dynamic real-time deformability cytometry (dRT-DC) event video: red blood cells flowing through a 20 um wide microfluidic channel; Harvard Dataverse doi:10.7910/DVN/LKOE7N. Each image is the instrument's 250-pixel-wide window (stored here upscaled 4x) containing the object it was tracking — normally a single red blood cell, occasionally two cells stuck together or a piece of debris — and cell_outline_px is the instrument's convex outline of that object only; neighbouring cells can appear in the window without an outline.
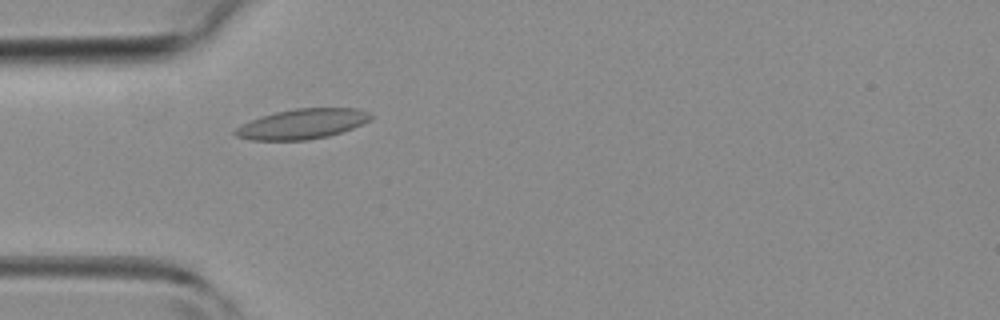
{"species": "common noctule bat (a hibernating species)", "species_latin": "Nyctalus noctula", "temperature_condition": "room temperature", "stored_images_in_passage": 36, "camera_frame_rate_fps": 3000, "um_per_image_px": 0.085, "animal": {"sex": "female", "body_mass_g": 19.3, "forearm_length_mm": 54.1}, "frame": {"image": 1, "passage_image": 4, "time_ms": 1.0, "image_size_px": [1000, 320], "cell_outline_px": [[372, 116], [368, 120], [352, 128], [328, 136], [308, 140], [252, 140], [236, 136], [232, 132], [236, 128], [260, 116], [276, 112], [296, 108], [356, 108], [368, 112]], "centroid_in_image_um": [25.67, 10.53], "position_along_channel_um": 59.3, "area_um2": 23.41}}
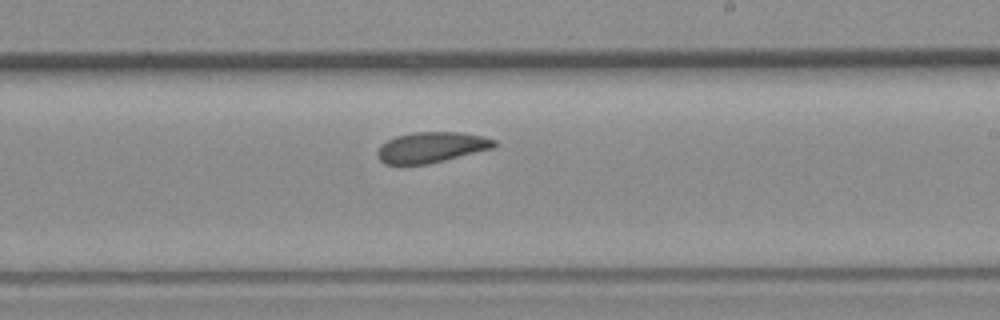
{"frame": {"image": 2, "passage_image": 17, "time_ms": 5.333, "image_size_px": [1000, 320], "cell_outline_px": [[496, 144], [492, 148], [428, 164], [384, 164], [380, 160], [376, 152], [380, 144], [396, 136], [412, 132], [460, 132], [484, 136], [496, 140]], "centroid_in_image_um": [36.64, 12.51], "position_along_channel_um": 252.4, "area_um2": 20.75}}
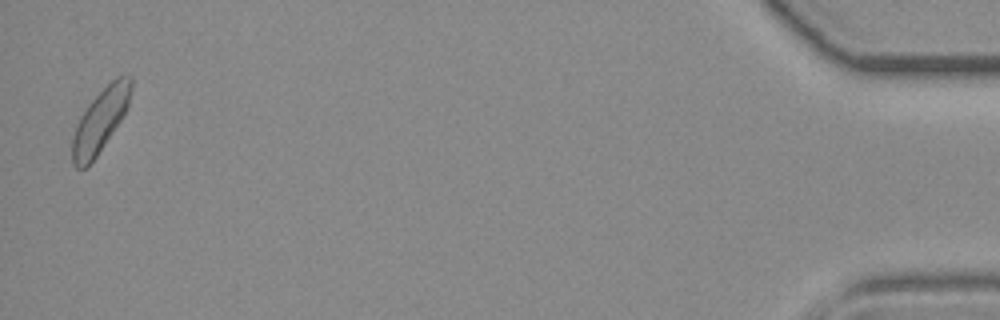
{"frame": {"image": 3, "passage_image": 35, "time_ms": 11.333, "image_size_px": [1000, 320], "cell_outline_px": [[132, 88], [128, 108], [96, 156], [84, 168], [76, 168], [72, 164], [72, 140], [80, 116], [88, 104], [116, 76], [132, 76]], "centroid_in_image_um": [8.53, 10.22], "position_along_channel_um": 426.7, "area_um2": 21.15}}